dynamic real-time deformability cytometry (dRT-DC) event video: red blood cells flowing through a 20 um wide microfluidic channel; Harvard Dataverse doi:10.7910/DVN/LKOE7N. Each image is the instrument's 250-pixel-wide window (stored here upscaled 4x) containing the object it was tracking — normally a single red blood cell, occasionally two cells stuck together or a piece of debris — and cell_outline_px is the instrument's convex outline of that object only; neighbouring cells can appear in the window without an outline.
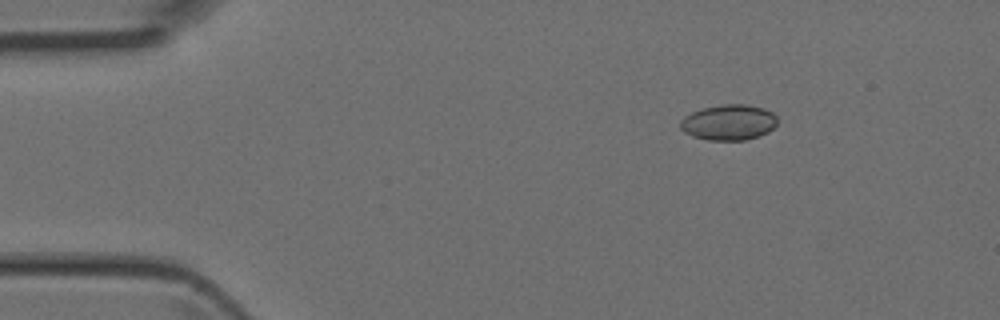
{"species": "Egyptian fruit bat (a non-hibernating species)", "species_latin": "Rousettus aegyptiacus", "temperature_condition": "room temperature", "stored_images_in_passage": 4, "camera_frame_rate_fps": 3000, "um_per_image_px": 0.085, "animal": {"sex": "female"}, "frame": {"image": 1, "passage_image": 2, "time_ms": 0.333, "image_size_px": [1000, 320], "cell_outline_px": [[776, 124], [768, 132], [744, 140], [708, 140], [692, 136], [684, 132], [680, 128], [680, 120], [684, 116], [692, 112], [704, 108], [720, 104], [748, 104], [764, 108], [772, 112], [776, 116]], "centroid_in_image_um": [61.92, 10.39], "position_along_channel_um": 23.1, "area_um2": 20.11}}
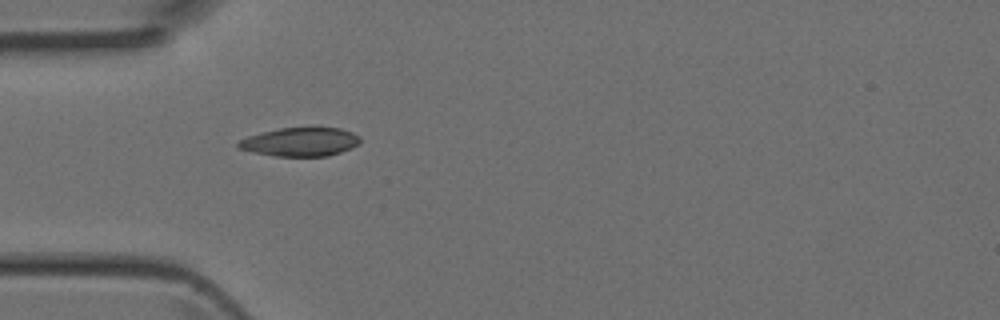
{"frame": {"image": 2, "passage_image": 4, "time_ms": 1.0, "image_size_px": [1000, 320], "cell_outline_px": [[360, 144], [352, 148], [328, 156], [276, 156], [252, 152], [236, 148], [236, 144], [240, 140], [248, 136], [280, 128], [340, 128], [352, 132], [360, 136]], "centroid_in_image_um": [25.53, 12.07], "position_along_channel_um": 59.5, "area_um2": 20.35}}